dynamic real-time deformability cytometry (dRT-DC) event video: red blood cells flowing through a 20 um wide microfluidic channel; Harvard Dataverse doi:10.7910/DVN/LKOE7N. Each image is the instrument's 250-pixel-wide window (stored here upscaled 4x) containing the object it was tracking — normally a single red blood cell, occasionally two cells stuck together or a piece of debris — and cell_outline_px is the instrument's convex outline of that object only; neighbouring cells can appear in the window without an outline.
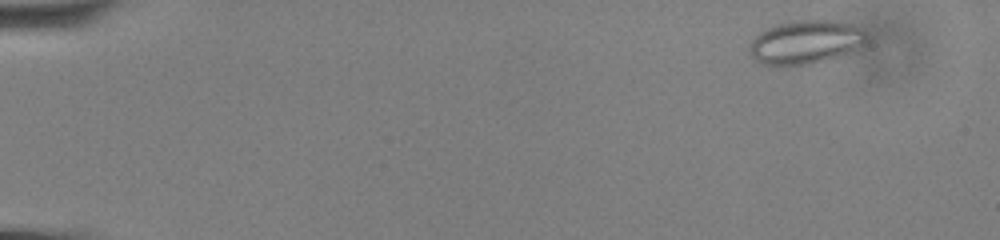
{"species": "common noctule bat (a hibernating species)", "species_latin": "Nyctalus noctula", "temperature_condition": "cold", "stored_images_in_passage": 57, "camera_frame_rate_fps": 3000, "um_per_image_px": 0.085, "animal": {"sex": "male", "body_mass_g": 13.0, "forearm_length_mm": 53.1}, "frame": {"image": 1, "passage_image": 4, "time_ms": 1.0, "image_size_px": [1000, 240], "cell_outline_px": [[868, 40], [864, 44], [836, 56], [824, 60], [808, 64], [768, 68], [760, 64], [748, 52], [748, 48], [752, 40], [764, 28], [788, 20], [840, 20], [860, 24], [868, 32]], "centroid_in_image_um": [68.46, 3.56], "position_along_channel_um": 16.5, "area_um2": 30.75}}
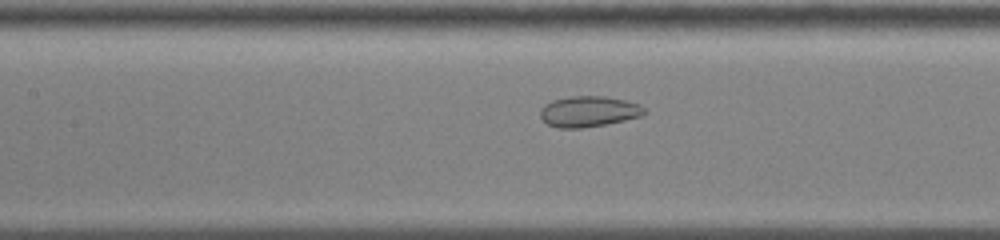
{"frame": {"image": 2, "passage_image": 27, "time_ms": 8.667, "image_size_px": [1000, 240], "cell_outline_px": [[648, 112], [640, 116], [624, 120], [604, 124], [580, 128], [556, 128], [548, 124], [540, 116], [540, 108], [544, 104], [552, 100], [572, 96], [604, 96], [624, 100], [640, 104]], "centroid_in_image_um": [50.02, 9.47], "position_along_channel_um": 157.4, "area_um2": 18.61}}
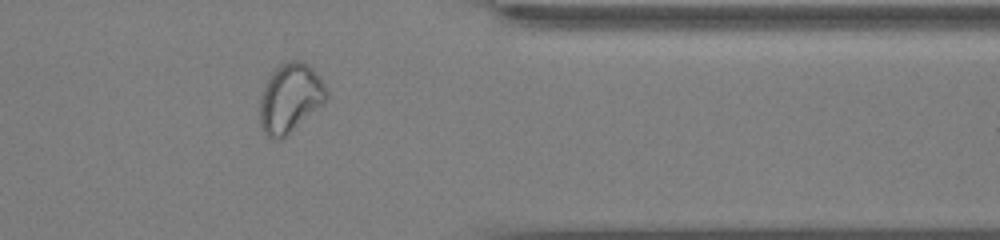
{"frame": {"image": 3, "passage_image": 47, "time_ms": 15.333, "image_size_px": [1000, 240], "cell_outline_px": [[328, 96], [324, 104], [280, 140], [276, 140], [268, 136], [264, 132], [260, 124], [260, 100], [264, 84], [268, 76], [284, 60], [304, 60], [320, 76], [328, 92]], "centroid_in_image_um": [24.67, 8.3], "position_along_channel_um": 386.7, "area_um2": 27.05}, "authors_computed_cell_mechanics": {"area_um2": 26.5302, "velocity_mm_per_s": 3.5781, "shape_relaxation_time_tau1_ms": null, "shape_relaxation_time_tau2_ms": 1.055, "deformation_change_tau1": null, "deformation_change_tau2": 0.0533}}